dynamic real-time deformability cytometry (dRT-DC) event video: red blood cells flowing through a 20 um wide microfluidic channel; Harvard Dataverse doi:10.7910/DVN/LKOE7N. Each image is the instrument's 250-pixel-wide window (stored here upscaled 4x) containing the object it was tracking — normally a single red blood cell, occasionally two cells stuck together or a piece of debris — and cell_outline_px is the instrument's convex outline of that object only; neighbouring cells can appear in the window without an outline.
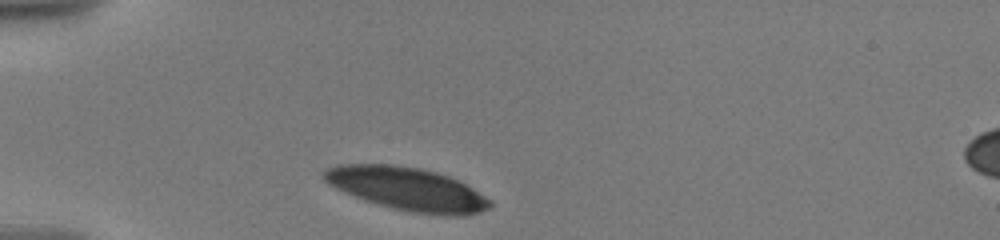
{"species": "human", "species_latin": "Homo sapiens", "temperature_condition": "warm", "stored_images_in_passage": 4, "camera_frame_rate_fps": 3000, "um_per_image_px": 0.085, "donor": {"sex": "male"}, "frame": {"image": 1, "passage_image": 1, "time_ms": 0.0, "image_size_px": [1000, 240], "cell_outline_px": [[492, 204], [488, 208], [480, 212], [464, 216], [452, 216], [412, 212], [380, 204], [344, 192], [328, 184], [324, 180], [324, 172], [328, 168], [336, 164], [392, 164], [420, 168], [436, 172], [448, 176], [472, 188], [492, 200]], "centroid_in_image_um": [34.64, 16.05], "position_along_channel_um": 50.4, "area_um2": 41.21}}
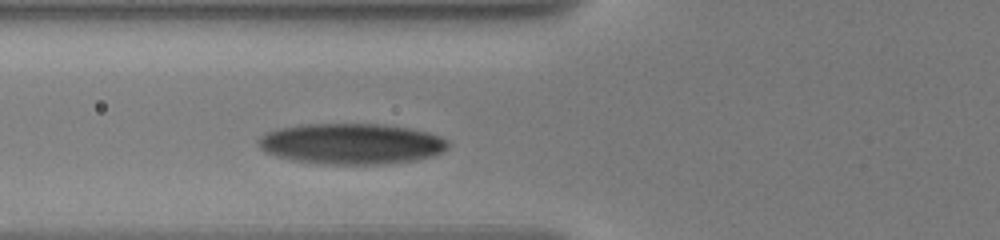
{"frame": {"image": 2, "passage_image": 4, "time_ms": 2.0, "image_size_px": [1000, 240], "cell_outline_px": [[448, 148], [432, 156], [416, 160], [388, 164], [320, 164], [292, 160], [276, 156], [260, 148], [260, 140], [268, 132], [276, 128], [300, 124], [376, 124], [408, 128], [428, 132], [440, 136], [448, 144]], "centroid_in_image_um": [29.87, 12.23], "position_along_channel_um": 95.9, "area_um2": 44.85}}